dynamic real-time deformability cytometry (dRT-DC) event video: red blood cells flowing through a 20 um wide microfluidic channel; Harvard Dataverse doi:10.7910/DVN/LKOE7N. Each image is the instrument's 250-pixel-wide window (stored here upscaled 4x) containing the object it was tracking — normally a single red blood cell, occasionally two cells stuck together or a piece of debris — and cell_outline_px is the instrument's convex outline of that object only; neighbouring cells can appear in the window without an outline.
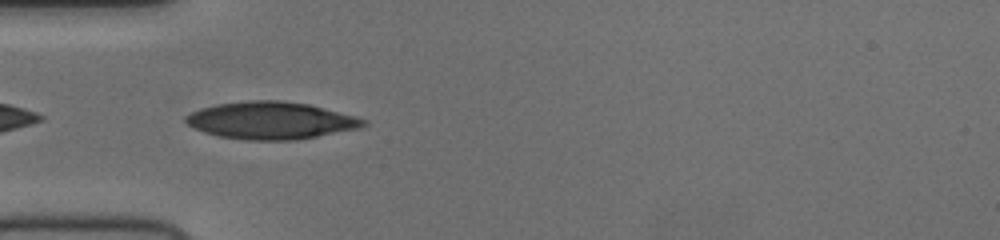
{"species": "human", "species_latin": "Homo sapiens", "temperature_condition": "cold", "stored_images_in_passage": 38, "camera_frame_rate_fps": 3000, "um_per_image_px": 0.085, "donor": {"sex": "female"}, "frame": {"image": 1, "passage_image": 2, "time_ms": 0.333, "image_size_px": [1000, 240], "cell_outline_px": [[364, 124], [356, 128], [316, 136], [292, 140], [244, 140], [220, 136], [204, 132], [188, 124], [184, 120], [184, 116], [192, 112], [204, 108], [220, 104], [248, 100], [280, 100], [308, 104], [352, 116], [364, 120]], "centroid_in_image_um": [22.94, 10.24], "position_along_channel_um": 62.1, "area_um2": 37.69}}
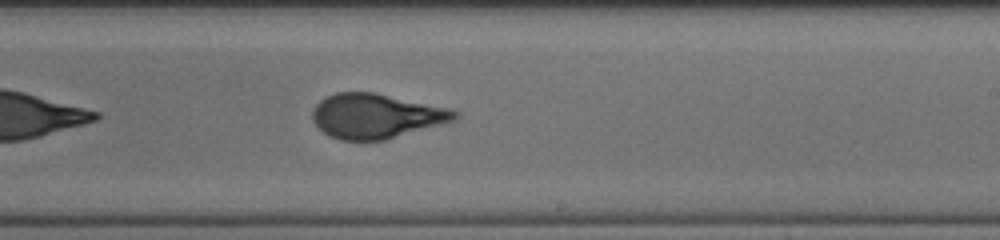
{"frame": {"image": 2, "passage_image": 17, "time_ms": 5.333, "image_size_px": [1000, 240], "cell_outline_px": [[456, 116], [452, 120], [384, 140], [340, 140], [328, 136], [312, 120], [312, 112], [316, 104], [324, 96], [336, 92], [376, 92], [444, 108], [456, 112]], "centroid_in_image_um": [31.83, 9.85], "position_along_channel_um": 257.2, "area_um2": 36.24}}
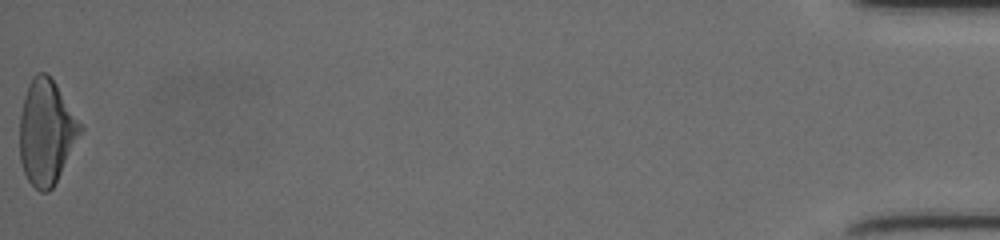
{"frame": {"image": 3, "passage_image": 38, "time_ms": 12.333, "image_size_px": [1000, 240], "cell_outline_px": [[84, 128], [52, 188], [48, 192], [40, 192], [28, 180], [24, 172], [20, 160], [20, 116], [24, 96], [32, 76], [36, 72], [44, 72], [56, 84]], "centroid_in_image_um": [3.93, 11.22], "position_along_channel_um": 431.3, "area_um2": 36.59}}